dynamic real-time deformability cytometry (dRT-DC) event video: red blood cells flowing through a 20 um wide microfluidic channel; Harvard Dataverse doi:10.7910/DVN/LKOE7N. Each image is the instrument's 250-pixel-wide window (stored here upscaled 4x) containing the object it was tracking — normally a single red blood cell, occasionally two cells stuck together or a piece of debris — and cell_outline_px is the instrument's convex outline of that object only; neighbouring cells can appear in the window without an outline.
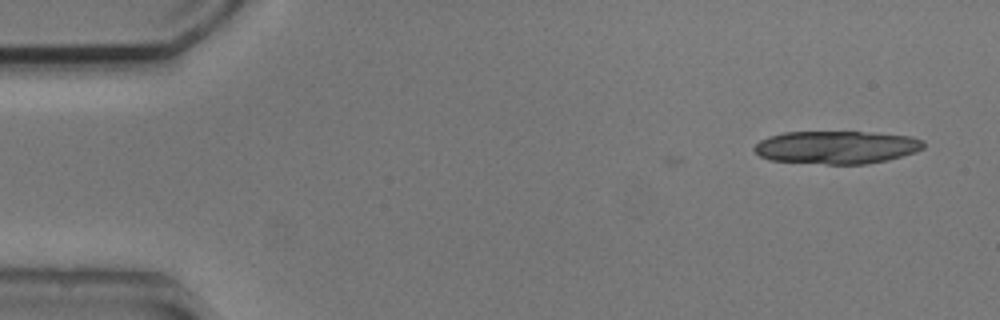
{"species": "common noctule bat (a hibernating species)", "species_latin": "Nyctalus noctula", "temperature_condition": "cold", "stored_images_in_passage": 3, "camera_frame_rate_fps": 3000, "um_per_image_px": 0.085, "animal": {"sex": "male", "body_mass_g": 20.5, "forearm_length_mm": 52.5}, "frame": {"image": 1, "passage_image": 3, "time_ms": 0.667, "image_size_px": [1000, 320], "cell_outline_px": [[924, 148], [916, 152], [888, 160], [868, 164], [824, 164], [768, 160], [760, 156], [752, 148], [760, 140], [768, 136], [784, 132], [860, 132], [912, 136], [924, 140]], "centroid_in_image_um": [71.1, 12.53], "position_along_channel_um": 13.9, "area_um2": 32.66}}